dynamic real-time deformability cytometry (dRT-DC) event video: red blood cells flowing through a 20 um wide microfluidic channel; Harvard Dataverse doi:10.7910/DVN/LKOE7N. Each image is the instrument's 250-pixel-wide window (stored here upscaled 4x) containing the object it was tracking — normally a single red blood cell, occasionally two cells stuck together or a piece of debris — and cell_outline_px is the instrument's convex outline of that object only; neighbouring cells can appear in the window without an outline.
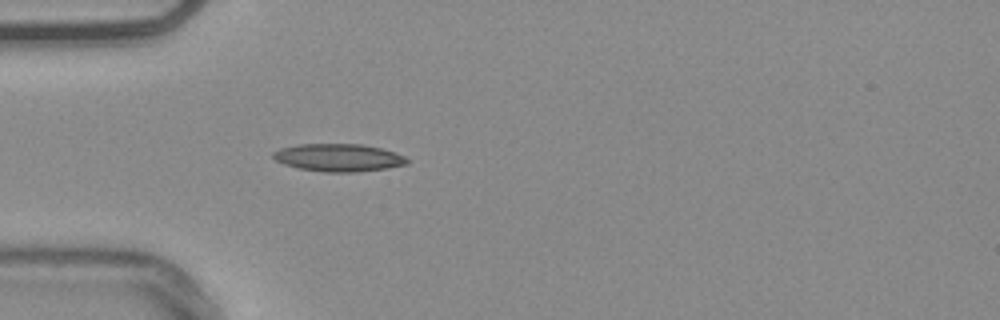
{"species": "common noctule bat (a hibernating species)", "species_latin": "Nyctalus noctula", "temperature_condition": "warm", "stored_images_in_passage": 53, "camera_frame_rate_fps": 3000, "um_per_image_px": 0.085, "animal": {"sex": "male", "body_mass_g": 20.4}, "frame": {"image": 1, "passage_image": 16, "time_ms": 5.0, "image_size_px": [1000, 320], "cell_outline_px": [[408, 164], [388, 168], [356, 172], [324, 172], [300, 168], [284, 164], [276, 160], [272, 156], [272, 152], [280, 148], [296, 144], [360, 144], [380, 148], [396, 152], [404, 156], [408, 160]], "centroid_in_image_um": [28.77, 13.39], "position_along_channel_um": 56.2, "area_um2": 21.62}, "authors_computed_cell_mechanics": {"area_um2": 19.5364, "velocity_mm_per_s": 3.8041, "shape_relaxation_time_tau1_ms": null, "shape_relaxation_time_tau2_ms": 9.2347, "deformation_change_tau1": null, "deformation_change_tau2": 0.2115}}